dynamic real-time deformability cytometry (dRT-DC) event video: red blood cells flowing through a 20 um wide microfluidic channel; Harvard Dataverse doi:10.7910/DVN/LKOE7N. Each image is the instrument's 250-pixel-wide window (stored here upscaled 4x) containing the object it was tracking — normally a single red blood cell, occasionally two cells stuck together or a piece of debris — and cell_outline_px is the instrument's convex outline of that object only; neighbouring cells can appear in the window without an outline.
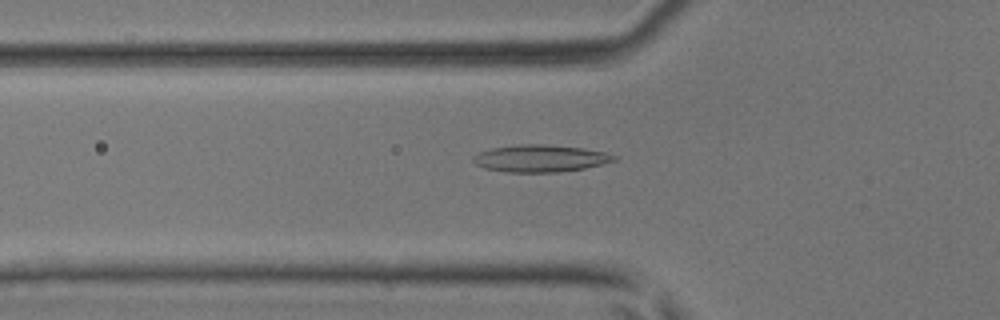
{"species": "common noctule bat (a hibernating species)", "species_latin": "Nyctalus noctula", "temperature_condition": "room temperature", "stored_images_in_passage": 43, "camera_frame_rate_fps": 3000, "um_per_image_px": 0.085, "animal": {"sex": "male", "body_mass_g": 17.9, "forearm_length_mm": 54.2}, "frame": {"image": 1, "passage_image": 12, "time_ms": 3.667, "image_size_px": [1000, 320], "cell_outline_px": [[616, 160], [584, 168], [556, 172], [508, 172], [484, 168], [476, 164], [472, 160], [472, 156], [480, 152], [492, 148], [520, 144], [540, 144], [584, 148], [604, 152], [616, 156]], "centroid_in_image_um": [45.89, 13.46], "position_along_channel_um": 79.9, "area_um2": 22.02}}
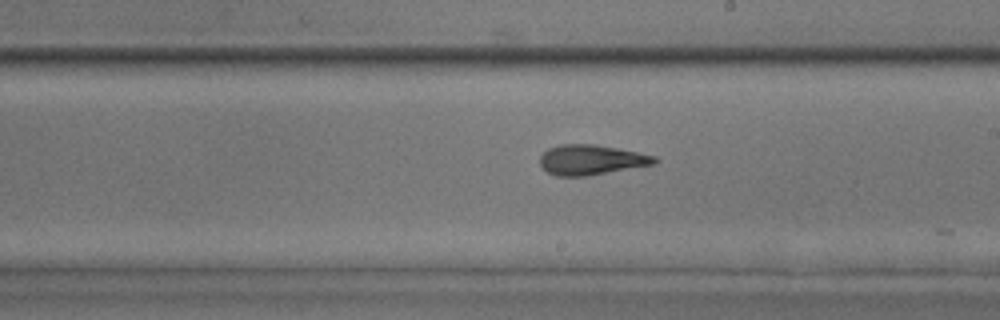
{"frame": {"image": 2, "passage_image": 23, "time_ms": 7.333, "image_size_px": [1000, 320], "cell_outline_px": [[660, 160], [656, 164], [584, 176], [556, 176], [548, 172], [540, 164], [540, 156], [548, 148], [560, 144], [592, 144], [616, 148], [656, 156]], "centroid_in_image_um": [50.26, 13.58], "position_along_channel_um": 238.7, "area_um2": 19.94}}
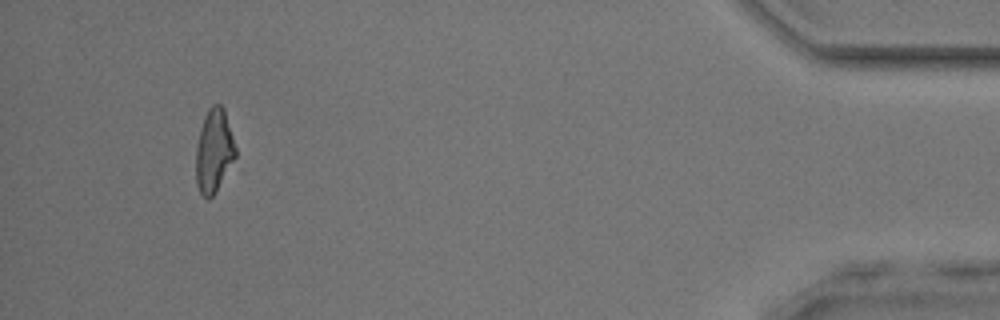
{"frame": {"image": 3, "passage_image": 40, "time_ms": 13.0, "image_size_px": [1000, 320], "cell_outline_px": [[244, 172], [208, 200], [200, 192], [196, 184], [196, 148], [200, 128], [204, 116], [208, 108], [212, 104], [220, 104], [224, 108]], "centroid_in_image_um": [18.37, 13.04], "position_along_channel_um": 416.8, "area_um2": 22.02}}